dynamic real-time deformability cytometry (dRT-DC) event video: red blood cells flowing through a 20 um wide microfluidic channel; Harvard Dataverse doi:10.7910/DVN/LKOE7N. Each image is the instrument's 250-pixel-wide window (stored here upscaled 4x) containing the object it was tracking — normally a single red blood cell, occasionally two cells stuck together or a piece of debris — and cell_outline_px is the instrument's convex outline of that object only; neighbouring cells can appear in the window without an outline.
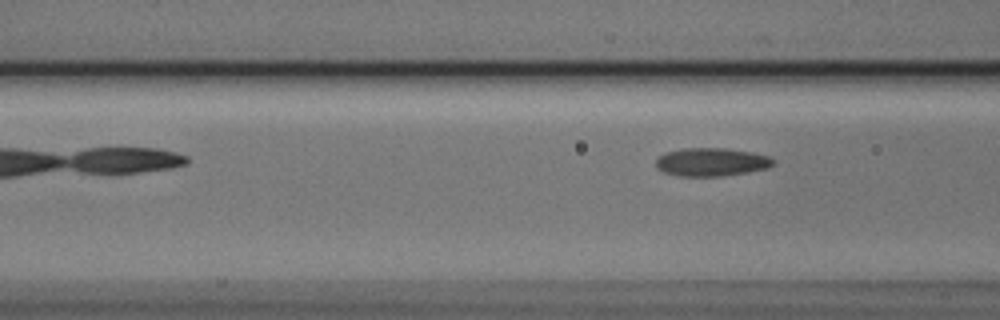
{"species": "Egyptian fruit bat (a non-hibernating species)", "species_latin": "Rousettus aegyptiacus", "temperature_condition": "cold", "stored_images_in_passage": 6, "camera_frame_rate_fps": 3000, "um_per_image_px": 0.085, "animal": {"sex": "male"}, "frame": {"image": 1, "passage_image": 6, "time_ms": 1.667, "image_size_px": [1000, 320], "cell_outline_px": [[776, 160], [768, 168], [748, 172], [720, 176], [676, 176], [664, 172], [656, 168], [656, 160], [664, 152], [684, 148], [724, 148], [752, 152], [768, 156]], "centroid_in_image_um": [60.45, 13.77], "position_along_channel_um": 106.1, "area_um2": 19.36}}